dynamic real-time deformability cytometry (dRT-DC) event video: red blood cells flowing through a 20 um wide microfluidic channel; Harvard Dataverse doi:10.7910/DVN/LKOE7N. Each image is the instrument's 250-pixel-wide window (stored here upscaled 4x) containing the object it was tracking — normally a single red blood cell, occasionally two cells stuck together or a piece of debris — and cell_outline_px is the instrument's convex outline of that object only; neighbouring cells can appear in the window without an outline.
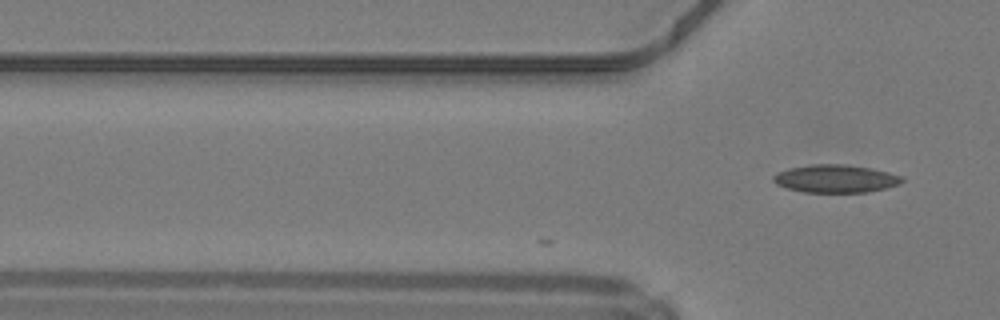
{"species": "common noctule bat (a hibernating species)", "species_latin": "Nyctalus noctula", "temperature_condition": "warm", "stored_images_in_passage": 3, "camera_frame_rate_fps": 3000, "um_per_image_px": 0.085, "animal": {"sex": "male", "body_mass_g": 19.2, "forearm_length_mm": 51.8}, "frame": {"image": 1, "passage_image": 3, "time_ms": 0.667, "image_size_px": [1000, 320], "cell_outline_px": [[904, 180], [900, 184], [868, 192], [804, 192], [788, 188], [776, 184], [772, 180], [772, 176], [780, 172], [792, 168], [812, 164], [848, 164], [888, 172], [900, 176]], "centroid_in_image_um": [71.02, 15.19], "position_along_channel_um": 54.8, "area_um2": 20.63}}